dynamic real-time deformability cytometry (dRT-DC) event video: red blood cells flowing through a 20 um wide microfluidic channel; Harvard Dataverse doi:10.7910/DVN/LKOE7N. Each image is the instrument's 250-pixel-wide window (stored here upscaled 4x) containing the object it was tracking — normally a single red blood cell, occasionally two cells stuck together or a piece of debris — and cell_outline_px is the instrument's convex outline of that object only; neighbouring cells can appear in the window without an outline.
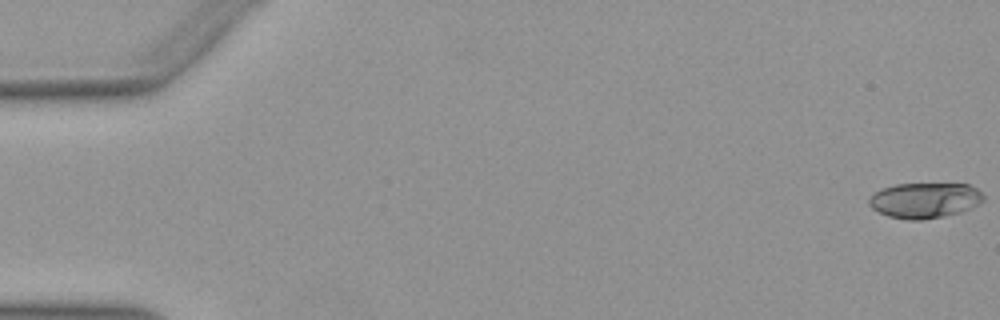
{"species": "Egyptian fruit bat (a non-hibernating species)", "species_latin": "Rousettus aegyptiacus", "temperature_condition": "warm", "stored_images_in_passage": 53, "camera_frame_rate_fps": 3000, "um_per_image_px": 0.085, "animal": {"sex": "female"}, "frame": {"image": 1, "passage_image": 1, "time_ms": 0.0, "image_size_px": [1000, 320], "cell_outline_px": [[984, 200], [960, 212], [944, 216], [924, 220], [908, 220], [888, 216], [872, 208], [868, 204], [868, 200], [876, 192], [884, 188], [896, 184], [968, 184], [976, 188], [984, 196]], "centroid_in_image_um": [78.59, 17.03], "position_along_channel_um": 6.4, "area_um2": 23.35}}
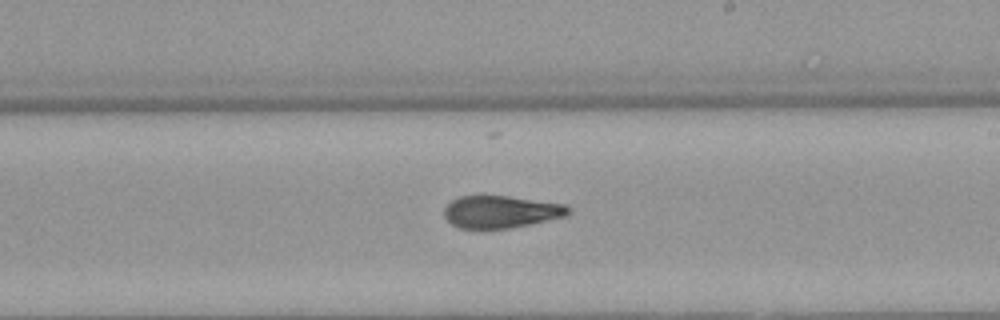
{"frame": {"image": 2, "passage_image": 31, "time_ms": 10.0, "image_size_px": [1000, 320], "cell_outline_px": [[572, 212], [564, 216], [528, 224], [508, 228], [456, 228], [444, 216], [444, 208], [452, 200], [460, 196], [508, 196], [564, 204], [572, 208]], "centroid_in_image_um": [42.56, 17.99], "position_along_channel_um": 246.4, "area_um2": 23.12}}
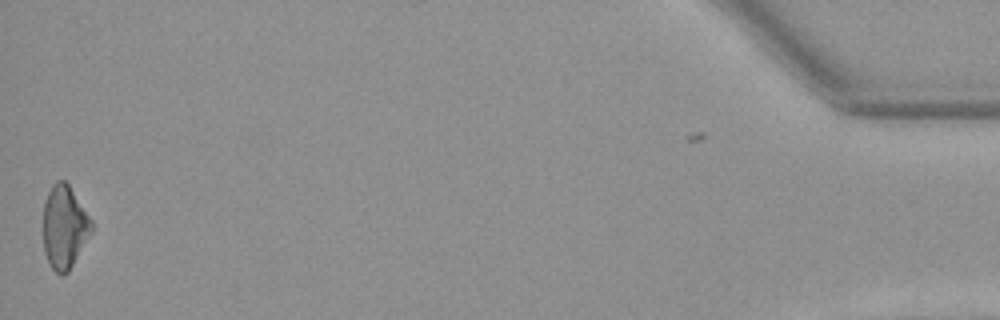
{"frame": {"image": 3, "passage_image": 52, "time_ms": 17.0, "image_size_px": [1000, 320], "cell_outline_px": [[92, 232], [68, 272], [60, 276], [52, 268], [44, 252], [44, 204], [48, 192], [52, 184], [56, 180], [64, 180], [68, 184], [92, 220]], "centroid_in_image_um": [5.48, 19.3], "position_along_channel_um": 429.7, "area_um2": 23.18}, "authors_computed_cell_mechanics": {"area_um2": 23.8714, "velocity_mm_per_s": 3.9783, "shape_relaxation_time_tau1_ms": 5.8957, "shape_relaxation_time_tau2_ms": 2.1776, "deformation_change_tau1": 0.1852, "deformation_change_tau2": 0.083}}